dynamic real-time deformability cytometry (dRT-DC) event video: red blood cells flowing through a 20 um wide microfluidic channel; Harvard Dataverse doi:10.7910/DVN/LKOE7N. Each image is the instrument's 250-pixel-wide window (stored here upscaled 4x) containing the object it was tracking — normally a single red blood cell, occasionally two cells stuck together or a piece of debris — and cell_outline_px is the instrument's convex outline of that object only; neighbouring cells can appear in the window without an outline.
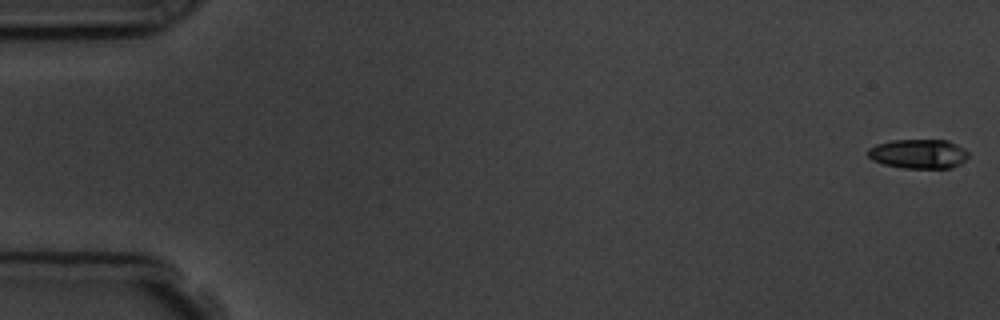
{"species": "common noctule bat (a hibernating species)", "species_latin": "Nyctalus noctula", "temperature_condition": "room temperature", "stored_images_in_passage": 5, "camera_frame_rate_fps": 3000, "um_per_image_px": 0.085, "animal": {"sex": "male", "body_mass_g": 19.5, "forearm_length_mm": 54.6}, "frame": {"image": 1, "passage_image": 1, "time_ms": 0.0, "image_size_px": [1000, 320], "cell_outline_px": [[968, 156], [960, 164], [952, 168], [904, 168], [884, 164], [872, 160], [868, 156], [868, 148], [876, 144], [892, 140], [948, 140], [964, 148], [968, 152]], "centroid_in_image_um": [78.07, 13.07], "position_along_channel_um": 6.9, "area_um2": 17.22}}
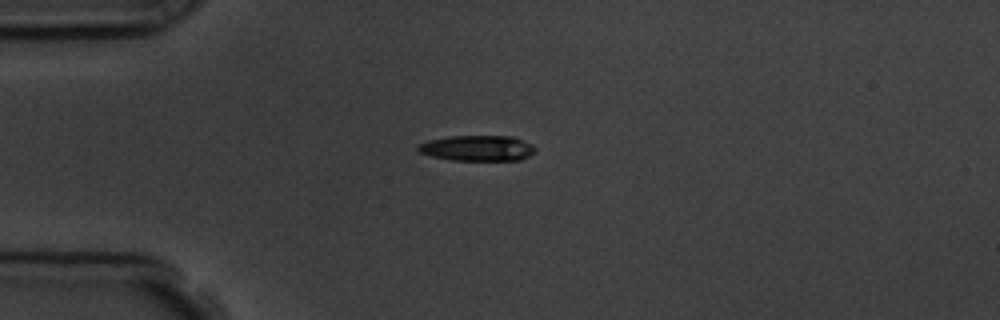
{"frame": {"image": 2, "passage_image": 4, "time_ms": 4.333, "image_size_px": [1000, 320], "cell_outline_px": [[536, 152], [520, 160], [452, 160], [432, 156], [420, 152], [416, 148], [416, 144], [428, 140], [452, 136], [512, 136], [532, 144], [536, 148]], "centroid_in_image_um": [40.58, 12.59], "position_along_channel_um": 44.4, "area_um2": 17.51}}
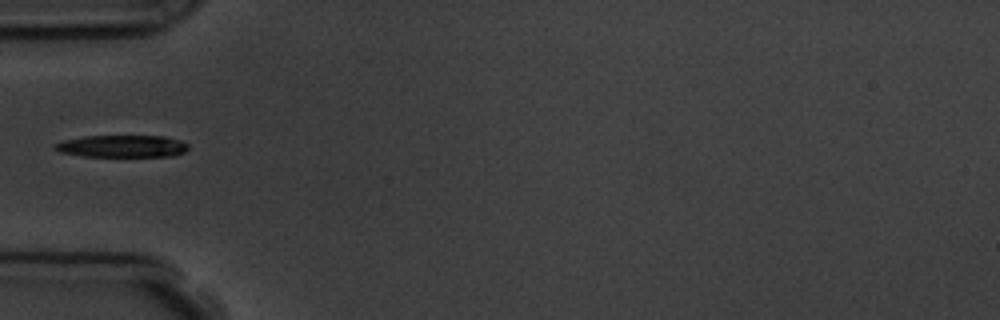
{"frame": {"image": 3, "passage_image": 5, "time_ms": 5.667, "image_size_px": [1000, 320], "cell_outline_px": [[188, 148], [184, 152], [172, 156], [84, 156], [60, 152], [52, 148], [52, 144], [64, 140], [84, 136], [164, 136], [180, 140], [188, 144]], "centroid_in_image_um": [10.35, 12.42], "position_along_channel_um": 74.7, "area_um2": 17.22}}